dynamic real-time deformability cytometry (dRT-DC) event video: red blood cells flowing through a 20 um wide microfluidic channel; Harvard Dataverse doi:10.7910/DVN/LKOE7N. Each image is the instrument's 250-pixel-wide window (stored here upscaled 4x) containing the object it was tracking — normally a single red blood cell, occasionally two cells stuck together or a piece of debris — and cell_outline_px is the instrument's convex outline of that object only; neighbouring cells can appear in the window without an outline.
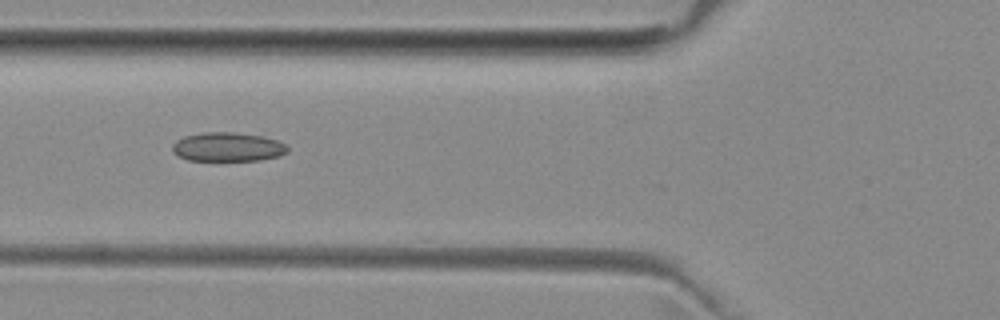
{"species": "common noctule bat (a hibernating species)", "species_latin": "Nyctalus noctula", "temperature_condition": "room temperature", "stored_images_in_passage": 5, "camera_frame_rate_fps": 3000, "um_per_image_px": 0.085, "animal": {"sex": "female", "body_mass_g": 29.2, "forearm_length_mm": 56.3}, "frame": {"image": 1, "passage_image": 5, "time_ms": 5.333, "image_size_px": [1000, 320], "cell_outline_px": [[288, 152], [280, 156], [260, 160], [188, 160], [176, 156], [172, 152], [172, 144], [176, 140], [184, 136], [204, 132], [232, 132], [260, 136], [276, 140], [284, 144], [288, 148]], "centroid_in_image_um": [19.31, 12.49], "position_along_channel_um": 106.5, "area_um2": 19.48}}